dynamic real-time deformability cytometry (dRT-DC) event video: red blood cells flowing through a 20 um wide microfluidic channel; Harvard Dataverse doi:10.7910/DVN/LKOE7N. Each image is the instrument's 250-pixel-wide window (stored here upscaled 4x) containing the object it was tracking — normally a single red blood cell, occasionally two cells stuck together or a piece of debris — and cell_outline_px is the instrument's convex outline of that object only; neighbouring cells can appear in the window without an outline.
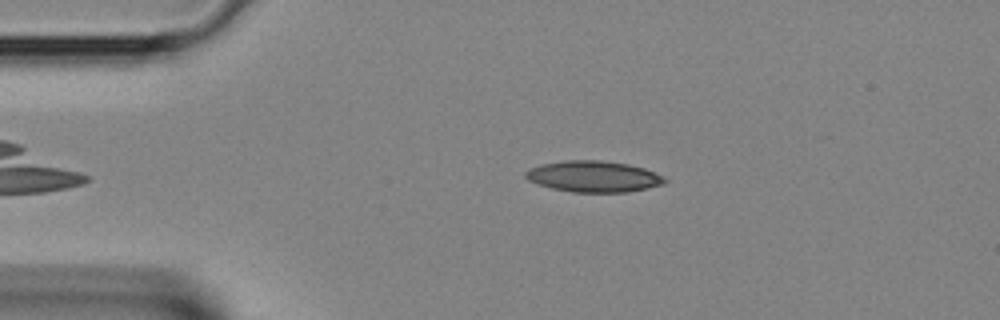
{"species": "Egyptian fruit bat (a non-hibernating species)", "species_latin": "Rousettus aegyptiacus", "temperature_condition": "room temperature", "stored_images_in_passage": 32, "camera_frame_rate_fps": 3000, "um_per_image_px": 0.085, "animal": {"sex": "female"}, "frame": {"image": 1, "passage_image": 2, "time_ms": 0.333, "image_size_px": [1000, 320], "cell_outline_px": [[668, 180], [664, 184], [648, 188], [628, 192], [572, 192], [552, 188], [528, 180], [524, 176], [524, 172], [528, 168], [540, 164], [568, 160], [600, 160], [628, 164], [644, 168]], "centroid_in_image_um": [50.42, 15.0], "position_along_channel_um": 34.6, "area_um2": 25.2}}
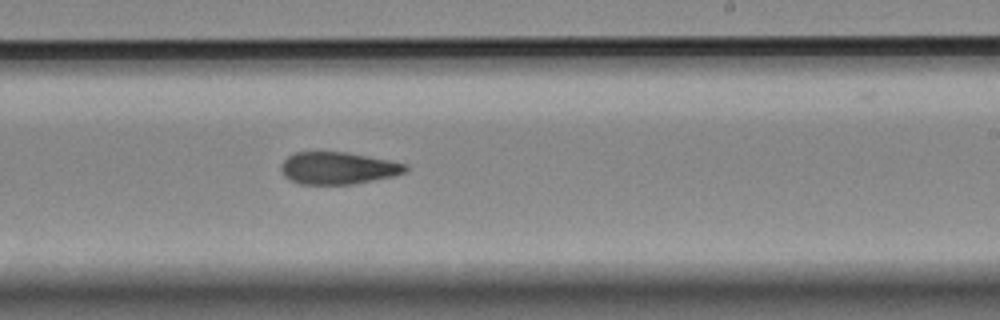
{"frame": {"image": 2, "passage_image": 17, "time_ms": 5.333, "image_size_px": [1000, 320], "cell_outline_px": [[408, 172], [392, 176], [352, 184], [300, 184], [288, 180], [284, 176], [280, 168], [280, 164], [288, 156], [296, 152], [344, 152], [368, 156], [408, 164]], "centroid_in_image_um": [28.71, 14.29], "position_along_channel_um": 260.3, "area_um2": 23.35}}
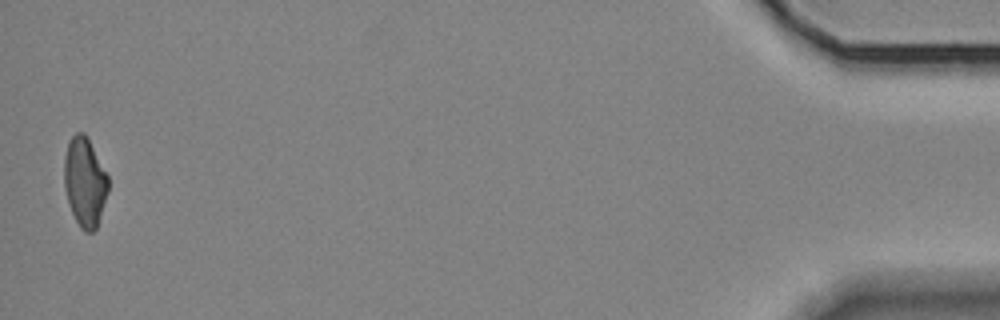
{"frame": {"image": 3, "passage_image": 32, "time_ms": 10.333, "image_size_px": [1000, 320], "cell_outline_px": [[108, 192], [96, 228], [92, 232], [84, 232], [80, 228], [68, 204], [64, 188], [64, 156], [68, 140], [76, 132], [84, 132], [108, 176]], "centroid_in_image_um": [7.18, 15.47], "position_along_channel_um": 428.0, "area_um2": 22.83}}